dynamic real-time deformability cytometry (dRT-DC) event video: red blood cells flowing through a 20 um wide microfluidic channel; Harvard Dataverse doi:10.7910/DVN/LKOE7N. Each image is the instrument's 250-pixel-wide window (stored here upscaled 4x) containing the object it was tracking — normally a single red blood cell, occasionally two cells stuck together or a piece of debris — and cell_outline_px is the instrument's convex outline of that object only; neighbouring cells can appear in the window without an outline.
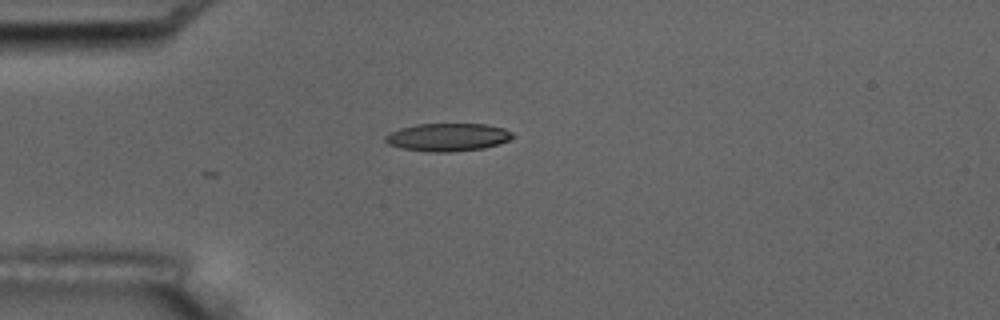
{"species": "common noctule bat (a hibernating species)", "species_latin": "Nyctalus noctula", "temperature_condition": "room temperature", "stored_images_in_passage": 7, "camera_frame_rate_fps": 3000, "um_per_image_px": 0.085, "animal": {"sex": "male", "body_mass_g": 17.5, "forearm_length_mm": 52.3}, "frame": {"image": 1, "passage_image": 5, "time_ms": 4.667, "image_size_px": [1000, 320], "cell_outline_px": [[516, 136], [500, 144], [484, 148], [448, 152], [432, 152], [400, 148], [388, 144], [384, 140], [384, 136], [400, 128], [416, 124], [484, 124], [504, 128], [512, 132]], "centroid_in_image_um": [38.07, 11.66], "position_along_channel_um": 46.9, "area_um2": 20.75}}